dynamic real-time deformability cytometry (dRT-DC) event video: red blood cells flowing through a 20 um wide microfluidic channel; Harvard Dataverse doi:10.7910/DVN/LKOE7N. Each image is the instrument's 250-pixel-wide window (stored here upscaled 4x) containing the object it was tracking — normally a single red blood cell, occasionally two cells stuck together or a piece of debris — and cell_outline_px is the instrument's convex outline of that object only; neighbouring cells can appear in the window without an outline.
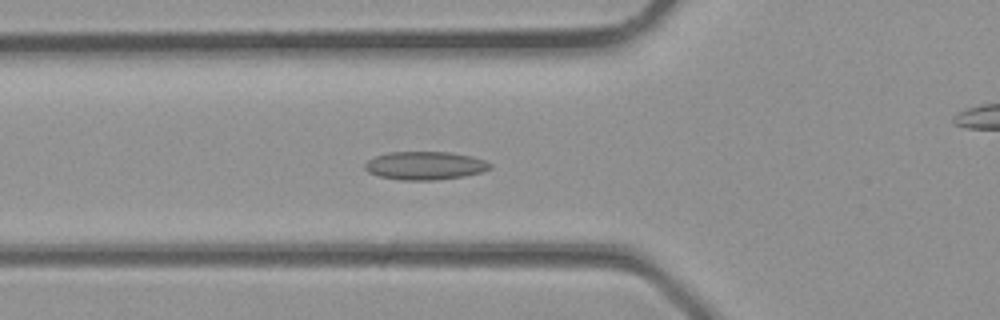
{"species": "common noctule bat (a hibernating species)", "species_latin": "Nyctalus noctula", "temperature_condition": "room temperature", "stored_images_in_passage": 35, "camera_frame_rate_fps": 3000, "um_per_image_px": 0.085, "animal": {"sex": "male", "body_mass_g": 23.1, "forearm_length_mm": 52.7}, "frame": {"image": 1, "passage_image": 12, "time_ms": 3.667, "image_size_px": [1000, 320], "cell_outline_px": [[492, 168], [480, 172], [464, 176], [436, 180], [400, 180], [380, 176], [368, 172], [364, 168], [364, 164], [368, 160], [376, 156], [388, 152], [452, 152], [472, 156], [484, 160], [492, 164]], "centroid_in_image_um": [36.13, 14.07], "position_along_channel_um": 89.7, "area_um2": 20.63}}
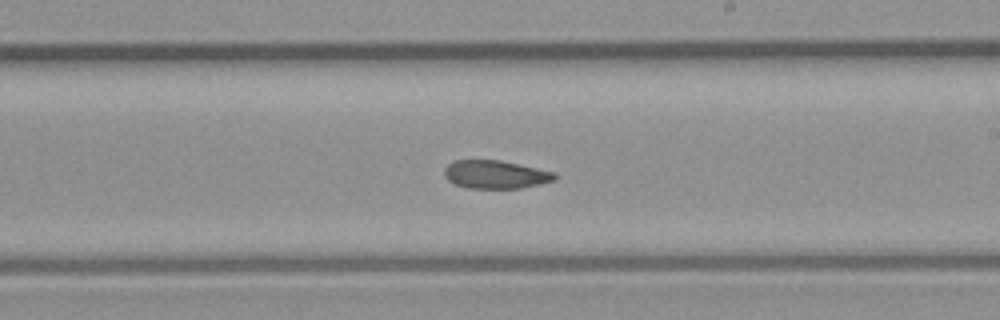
{"frame": {"image": 2, "passage_image": 20, "time_ms": 6.333, "image_size_px": [1000, 320], "cell_outline_px": [[556, 180], [540, 184], [520, 188], [468, 188], [456, 184], [448, 180], [444, 176], [444, 168], [452, 160], [500, 160], [556, 172]], "centroid_in_image_um": [42.12, 14.82], "position_along_channel_um": 246.9, "area_um2": 18.21}}
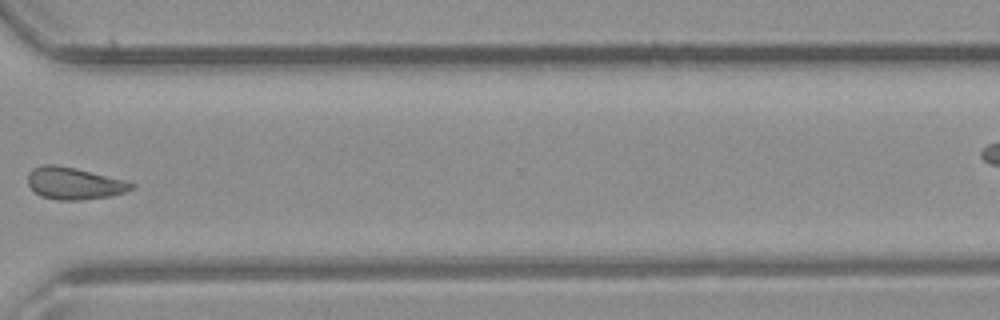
{"frame": {"image": 3, "passage_image": 26, "time_ms": 8.333, "image_size_px": [1000, 320], "cell_outline_px": [[136, 188], [112, 196], [80, 200], [56, 200], [40, 196], [28, 184], [28, 172], [32, 168], [40, 164], [56, 164], [76, 168], [124, 180], [136, 184]], "centroid_in_image_um": [6.3, 15.58], "position_along_channel_um": 364.3, "area_um2": 19.54}}